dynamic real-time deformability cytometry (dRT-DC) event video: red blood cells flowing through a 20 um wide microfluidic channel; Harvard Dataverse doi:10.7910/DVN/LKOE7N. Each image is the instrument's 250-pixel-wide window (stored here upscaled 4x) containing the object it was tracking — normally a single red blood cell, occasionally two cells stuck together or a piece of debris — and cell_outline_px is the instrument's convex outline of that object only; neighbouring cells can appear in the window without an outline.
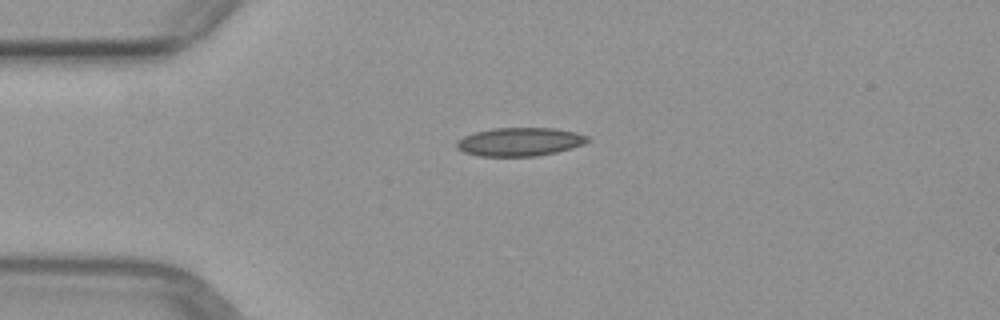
{"species": "common noctule bat (a hibernating species)", "species_latin": "Nyctalus noctula", "temperature_condition": "warm", "stored_images_in_passage": 5, "camera_frame_rate_fps": 3000, "um_per_image_px": 0.085, "animal": {"sex": "female", "body_mass_g": 29.2, "forearm_length_mm": 56.3}, "frame": {"image": 1, "passage_image": 3, "time_ms": 3.0, "image_size_px": [1000, 320], "cell_outline_px": [[588, 140], [584, 144], [572, 148], [556, 152], [536, 156], [480, 156], [464, 152], [456, 148], [456, 144], [464, 136], [476, 132], [492, 128], [556, 128], [576, 132], [588, 136]], "centroid_in_image_um": [44.2, 12.05], "position_along_channel_um": 40.8, "area_um2": 21.62}}
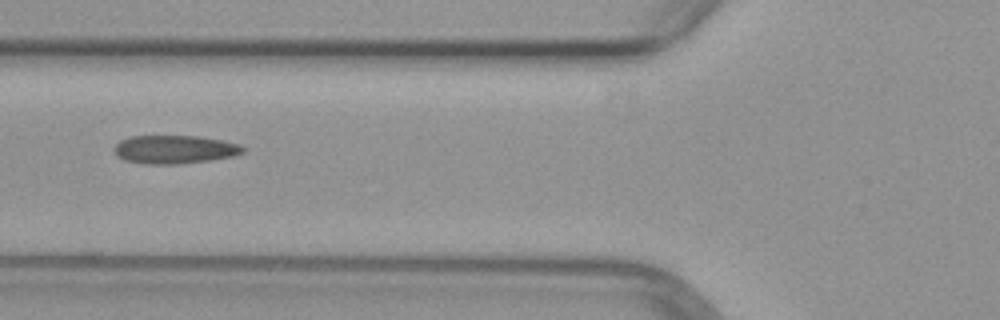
{"frame": {"image": 2, "passage_image": 5, "time_ms": 5.333, "image_size_px": [1000, 320], "cell_outline_px": [[244, 152], [232, 156], [208, 160], [180, 164], [144, 164], [124, 160], [116, 156], [112, 148], [120, 140], [132, 136], [196, 136], [220, 140], [240, 144], [244, 148]], "centroid_in_image_um": [14.78, 12.71], "position_along_channel_um": 111.0, "area_um2": 21.27}}